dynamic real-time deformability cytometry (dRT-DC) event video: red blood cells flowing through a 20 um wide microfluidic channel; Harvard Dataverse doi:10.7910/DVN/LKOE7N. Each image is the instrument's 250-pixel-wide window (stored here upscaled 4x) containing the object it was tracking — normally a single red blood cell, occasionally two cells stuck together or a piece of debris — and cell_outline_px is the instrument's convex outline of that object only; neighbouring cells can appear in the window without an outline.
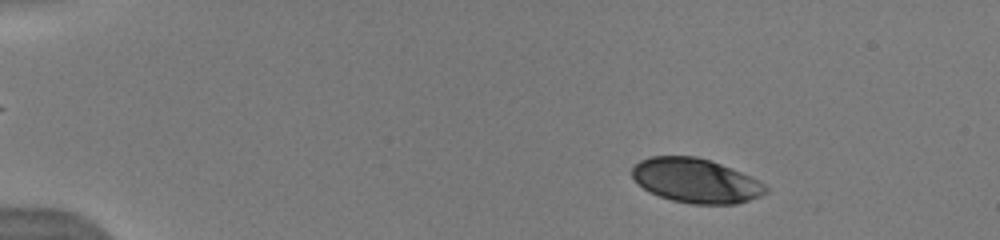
{"species": "human", "species_latin": "Homo sapiens", "temperature_condition": "warm", "stored_images_in_passage": 12, "camera_frame_rate_fps": 3000, "um_per_image_px": 0.085, "donor": {"sex": "male"}, "frame": {"image": 1, "passage_image": 7, "time_ms": 2.0, "image_size_px": [1000, 240], "cell_outline_px": [[768, 192], [760, 196], [736, 204], [692, 204], [672, 200], [660, 196], [644, 188], [632, 176], [632, 168], [640, 160], [648, 156], [696, 156], [720, 164], [752, 176], [760, 180], [768, 188]], "centroid_in_image_um": [59.17, 15.35], "position_along_channel_um": 25.8, "area_um2": 34.39}}